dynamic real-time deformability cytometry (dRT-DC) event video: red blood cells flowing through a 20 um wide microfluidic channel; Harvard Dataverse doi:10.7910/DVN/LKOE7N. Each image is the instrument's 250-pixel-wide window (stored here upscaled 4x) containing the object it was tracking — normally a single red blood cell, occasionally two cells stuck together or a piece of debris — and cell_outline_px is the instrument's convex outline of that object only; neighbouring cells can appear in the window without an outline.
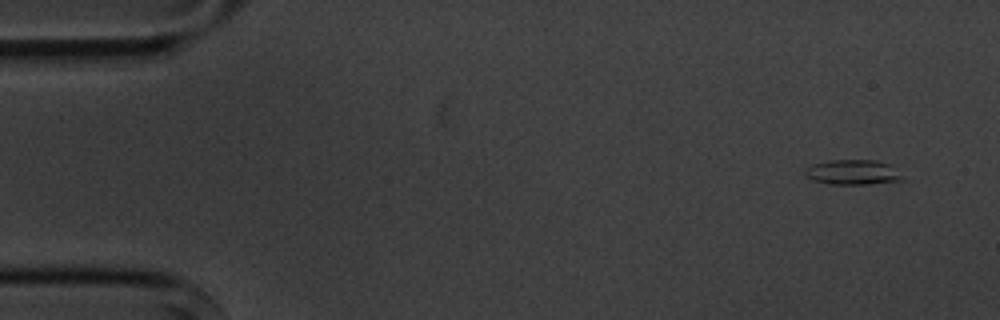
{"species": "common noctule bat (a hibernating species)", "species_latin": "Nyctalus noctula", "temperature_condition": "cold", "stored_images_in_passage": 4, "camera_frame_rate_fps": 3000, "um_per_image_px": 0.085, "animal": {"sex": "male", "body_mass_g": 20.1, "forearm_length_mm": 53.5}, "frame": {"image": 1, "passage_image": 1, "time_ms": 0.0, "image_size_px": [1000, 320], "cell_outline_px": [[904, 180], [868, 184], [828, 184], [812, 180], [804, 176], [804, 172], [812, 164], [828, 160], [876, 160], [888, 164]], "centroid_in_image_um": [72.4, 14.64], "position_along_channel_um": 12.6, "area_um2": 13.99}}